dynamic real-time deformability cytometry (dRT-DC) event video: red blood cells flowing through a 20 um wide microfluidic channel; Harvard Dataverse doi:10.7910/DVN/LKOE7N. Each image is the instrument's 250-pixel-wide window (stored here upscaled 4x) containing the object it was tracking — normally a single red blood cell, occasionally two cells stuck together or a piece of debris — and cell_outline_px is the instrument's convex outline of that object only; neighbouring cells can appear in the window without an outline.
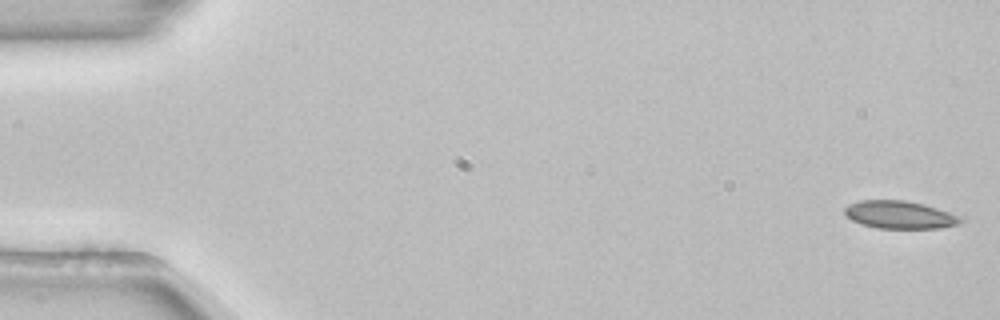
{"species": "common noctule bat (a hibernating species)", "species_latin": "Nyctalus noctula", "temperature_condition": "room temperature", "stored_images_in_passage": 54, "segment_of_instrument_passage": [1, 2], "camera_frame_rate_fps": 3000, "um_per_image_px": 0.085, "animal": {"sex": "female", "body_mass_g": 22.7, "forearm_length_mm": 54.2}, "frame": {"image": 1, "passage_image": 1, "time_ms": 0.0, "image_size_px": [1000, 320], "cell_outline_px": [[964, 220], [960, 224], [940, 228], [876, 228], [860, 224], [852, 220], [844, 212], [844, 208], [848, 204], [860, 200], [904, 200], [924, 204], [964, 216]], "centroid_in_image_um": [76.52, 18.25], "position_along_channel_um": 8.5, "area_um2": 19.02}}
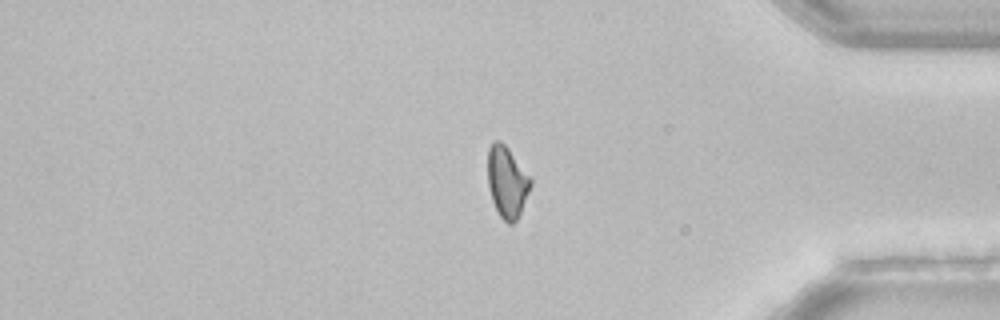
{"frame": {"image": 2, "passage_image": 44, "time_ms": 14.333, "image_size_px": [1000, 320], "cell_outline_px": [[532, 184], [520, 212], [516, 220], [512, 224], [508, 224], [500, 216], [492, 200], [488, 188], [488, 148], [492, 140], [500, 140], [508, 148], [532, 176]], "centroid_in_image_um": [43.1, 15.42], "position_along_channel_um": 392.1, "area_um2": 17.98}}